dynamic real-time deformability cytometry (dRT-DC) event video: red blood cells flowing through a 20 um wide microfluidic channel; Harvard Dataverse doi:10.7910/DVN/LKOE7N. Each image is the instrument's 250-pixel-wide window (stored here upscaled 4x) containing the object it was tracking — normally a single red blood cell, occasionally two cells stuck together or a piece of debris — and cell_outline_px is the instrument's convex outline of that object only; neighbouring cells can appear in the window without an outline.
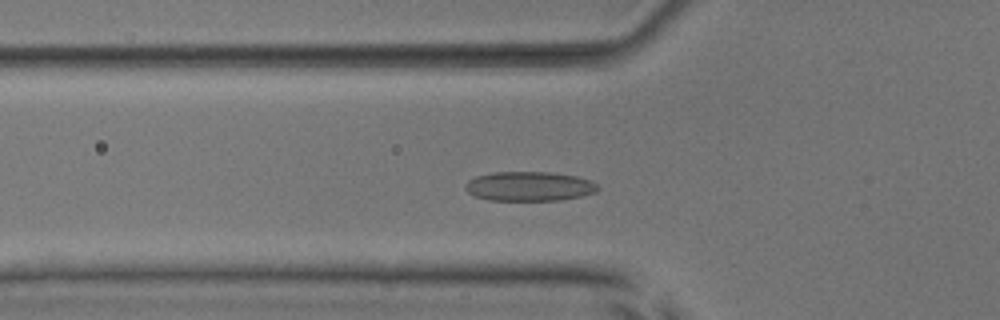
{"species": "common noctule bat (a hibernating species)", "species_latin": "Nyctalus noctula", "temperature_condition": "room temperature", "stored_images_in_passage": 20, "camera_frame_rate_fps": 3000, "um_per_image_px": 0.085, "animal": {"sex": "male", "body_mass_g": 17.9, "forearm_length_mm": 54.2}, "frame": {"image": 1, "passage_image": 6, "time_ms": 1.667, "image_size_px": [1000, 320], "cell_outline_px": [[600, 188], [596, 192], [580, 196], [560, 200], [488, 200], [476, 196], [468, 192], [464, 188], [464, 184], [468, 180], [476, 176], [492, 172], [552, 172], [576, 176], [592, 180]], "centroid_in_image_um": [44.98, 15.83], "position_along_channel_um": 80.8, "area_um2": 22.83}}
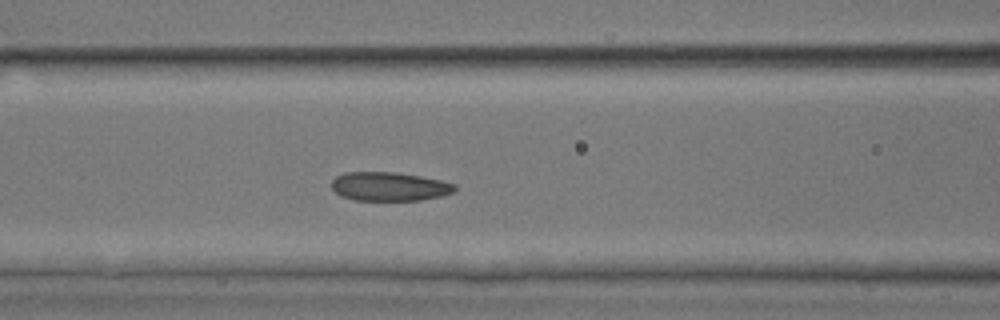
{"frame": {"image": 2, "passage_image": 10, "time_ms": 3.0, "image_size_px": [1000, 320], "cell_outline_px": [[456, 192], [440, 196], [420, 200], [356, 200], [344, 196], [336, 192], [332, 188], [332, 180], [336, 176], [344, 172], [396, 172], [420, 176], [440, 180], [456, 184]], "centroid_in_image_um": [33.12, 15.84], "position_along_channel_um": 133.5, "area_um2": 20.63}}